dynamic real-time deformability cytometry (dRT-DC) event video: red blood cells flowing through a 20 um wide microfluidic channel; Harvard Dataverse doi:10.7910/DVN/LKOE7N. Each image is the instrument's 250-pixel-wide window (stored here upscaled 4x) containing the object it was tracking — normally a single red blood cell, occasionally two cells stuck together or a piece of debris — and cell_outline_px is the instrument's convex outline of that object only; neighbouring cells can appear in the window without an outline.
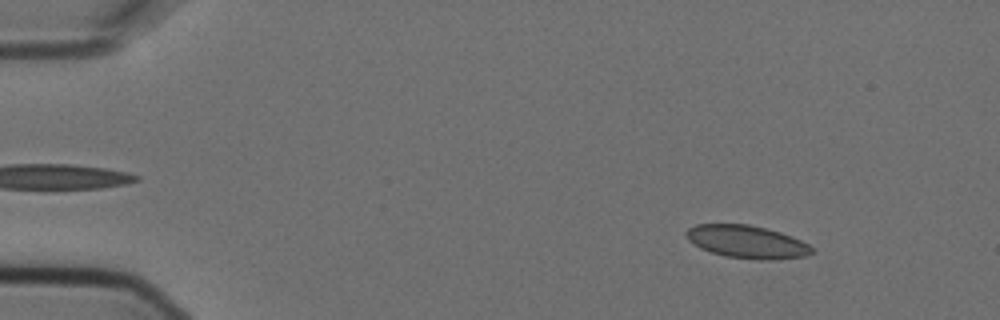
{"species": "Egyptian fruit bat (a non-hibernating species)", "species_latin": "Rousettus aegyptiacus", "temperature_condition": "cold", "stored_images_in_passage": 4, "camera_frame_rate_fps": 3000, "um_per_image_px": 0.085, "animal": {"sex": "female"}, "frame": {"image": 1, "passage_image": 1, "time_ms": 0.0, "image_size_px": [1000, 320], "cell_outline_px": [[812, 252], [808, 256], [772, 260], [756, 260], [724, 256], [700, 248], [688, 240], [684, 236], [684, 232], [688, 228], [696, 224], [748, 224], [780, 232], [792, 236], [808, 244], [812, 248]], "centroid_in_image_um": [63.46, 20.56], "position_along_channel_um": 21.5, "area_um2": 24.16}}